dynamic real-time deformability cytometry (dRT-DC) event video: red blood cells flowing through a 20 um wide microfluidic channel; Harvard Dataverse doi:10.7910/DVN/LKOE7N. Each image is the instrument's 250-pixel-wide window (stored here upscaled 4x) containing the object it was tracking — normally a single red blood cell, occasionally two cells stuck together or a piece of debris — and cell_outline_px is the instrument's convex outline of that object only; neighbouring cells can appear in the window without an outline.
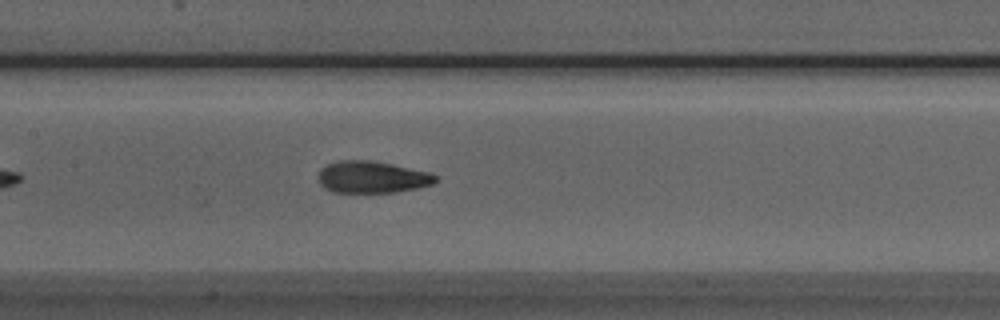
{"species": "Egyptian fruit bat (a non-hibernating species)", "species_latin": "Rousettus aegyptiacus", "temperature_condition": "room temperature", "stored_images_in_passage": 34, "camera_frame_rate_fps": 3000, "um_per_image_px": 0.085, "animal": {"sex": "male"}, "frame": {"image": 1, "passage_image": 13, "time_ms": 4.0, "image_size_px": [1000, 320], "cell_outline_px": [[436, 180], [432, 184], [416, 188], [392, 192], [332, 192], [324, 188], [320, 184], [320, 168], [336, 160], [372, 160], [392, 164], [428, 172], [436, 176]], "centroid_in_image_um": [31.59, 15.04], "position_along_channel_um": 175.8, "area_um2": 21.56}}
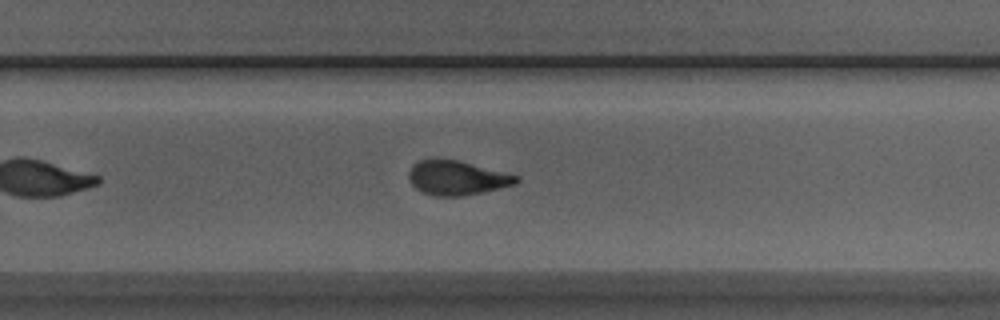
{"frame": {"image": 2, "passage_image": 22, "time_ms": 7.0, "image_size_px": [1000, 320], "cell_outline_px": [[520, 180], [516, 184], [480, 192], [460, 196], [436, 196], [424, 192], [416, 188], [408, 180], [408, 172], [412, 164], [420, 160], [432, 156], [436, 156], [456, 160], [520, 176]], "centroid_in_image_um": [38.78, 15.08], "position_along_channel_um": 291.0, "area_um2": 21.68}}
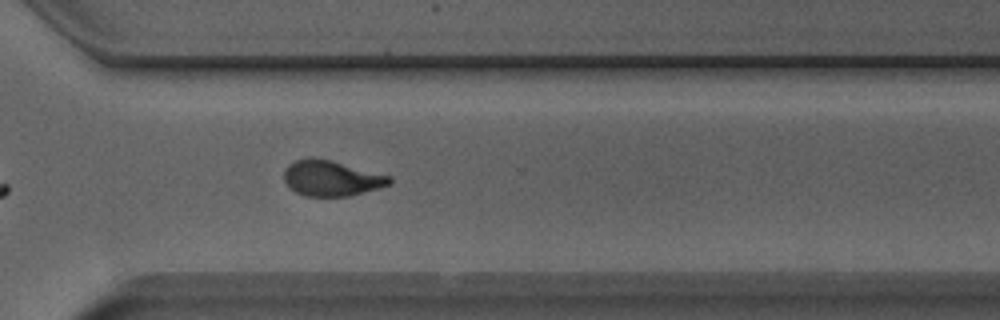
{"frame": {"image": 3, "passage_image": 26, "time_ms": 8.333, "image_size_px": [1000, 320], "cell_outline_px": [[392, 184], [380, 188], [348, 196], [304, 196], [296, 192], [284, 180], [284, 168], [288, 164], [296, 160], [332, 160], [392, 176]], "centroid_in_image_um": [28.23, 15.17], "position_along_channel_um": 342.4, "area_um2": 21.56}, "authors_computed_cell_mechanics": {"area_um2": 21.6172, "velocity_mm_per_s": 3.8564, "shape_relaxation_time_tau1_ms": 4.1899, "shape_relaxation_time_tau2_ms": 1.9914, "deformation_change_tau1": 0.1714, "deformation_change_tau2": 0.091}}